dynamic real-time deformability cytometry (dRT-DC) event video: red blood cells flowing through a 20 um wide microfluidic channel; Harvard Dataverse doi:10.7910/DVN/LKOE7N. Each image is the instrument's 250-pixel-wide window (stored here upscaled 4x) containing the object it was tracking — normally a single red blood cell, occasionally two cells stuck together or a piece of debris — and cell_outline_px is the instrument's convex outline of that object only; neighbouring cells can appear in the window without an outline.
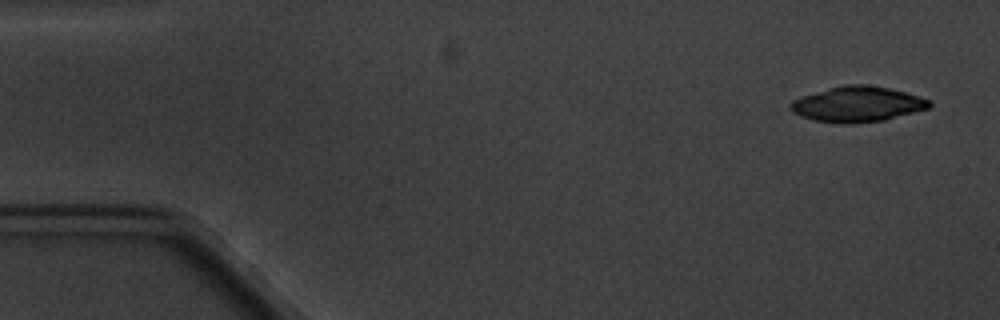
{"species": "common noctule bat (a hibernating species)", "species_latin": "Nyctalus noctula", "temperature_condition": "cold", "stored_images_in_passage": 4, "segment_of_instrument_passage": [2, 2], "camera_frame_rate_fps": 3000, "um_per_image_px": 0.085, "animal": {"sex": "male", "body_mass_g": 20.1, "forearm_length_mm": 53.5}, "frame": {"image": 1, "passage_image": 4, "time_ms": 3.667, "image_size_px": [1000, 320], "cell_outline_px": [[932, 104], [928, 108], [884, 120], [852, 124], [840, 124], [816, 120], [800, 116], [792, 112], [788, 108], [788, 104], [792, 100], [828, 88], [844, 84], [864, 84], [888, 88], [904, 92], [928, 100]], "centroid_in_image_um": [72.82, 8.86], "position_along_channel_um": 12.2, "area_um2": 28.44}}